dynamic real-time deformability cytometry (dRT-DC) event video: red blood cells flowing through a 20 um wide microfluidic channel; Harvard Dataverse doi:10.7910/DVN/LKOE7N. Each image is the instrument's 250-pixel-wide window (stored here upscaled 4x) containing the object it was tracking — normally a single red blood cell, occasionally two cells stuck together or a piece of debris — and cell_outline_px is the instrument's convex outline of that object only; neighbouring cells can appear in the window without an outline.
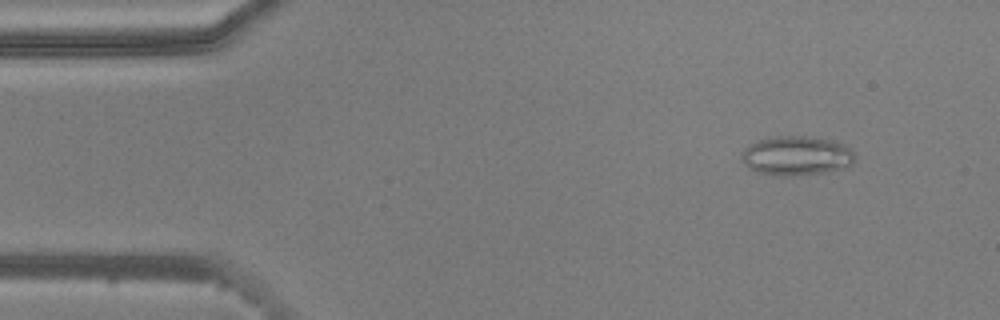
{"species": "common noctule bat (a hibernating species)", "species_latin": "Nyctalus noctula", "temperature_condition": "warm", "stored_images_in_passage": 52, "camera_frame_rate_fps": 3000, "um_per_image_px": 0.085, "animal": {"sex": "male", "body_mass_g": 20.5, "forearm_length_mm": 52.5}, "frame": {"image": 1, "passage_image": 5, "time_ms": 1.333, "image_size_px": [1000, 320], "cell_outline_px": [[856, 156], [852, 164], [824, 172], [784, 176], [756, 172], [748, 168], [740, 160], [740, 156], [744, 148], [760, 140], [776, 136], [804, 136], [836, 140], [848, 148]], "centroid_in_image_um": [67.66, 13.23], "position_along_channel_um": 17.3, "area_um2": 25.72}}
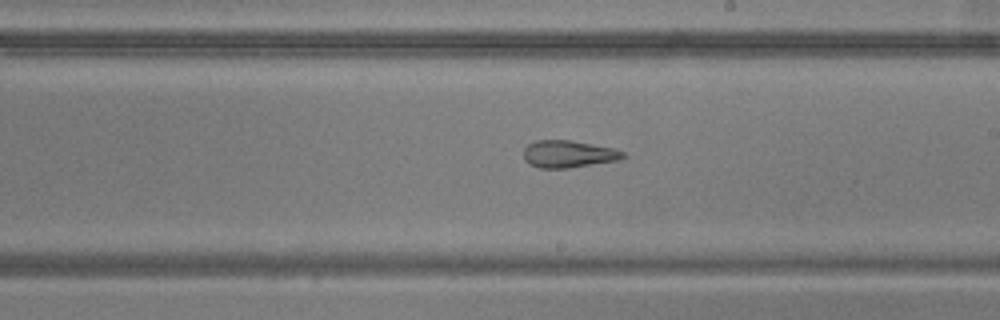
{"frame": {"image": 2, "passage_image": 29, "time_ms": 9.333, "image_size_px": [1000, 320], "cell_outline_px": [[628, 156], [620, 160], [568, 168], [540, 168], [528, 164], [524, 160], [524, 148], [532, 140], [568, 140], [616, 148], [624, 152]], "centroid_in_image_um": [48.33, 13.09], "position_along_channel_um": 240.7, "area_um2": 16.01}}
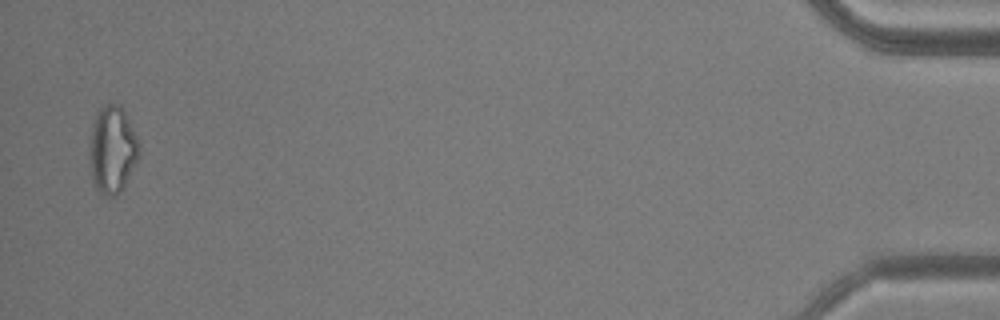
{"frame": {"image": 3, "passage_image": 51, "time_ms": 16.667, "image_size_px": [1000, 320], "cell_outline_px": [[140, 152], [124, 188], [116, 196], [108, 196], [100, 192], [92, 184], [88, 156], [88, 148], [92, 124], [96, 112], [104, 104], [120, 104], [140, 144]], "centroid_in_image_um": [9.51, 12.74], "position_along_channel_um": 425.7, "area_um2": 25.55}, "authors_computed_cell_mechanics": {"area_um2": 20.6057, "velocity_mm_per_s": 3.8096, "shape_relaxation_time_tau1_ms": null, "shape_relaxation_time_tau2_ms": 2.4414, "deformation_change_tau1": null, "deformation_change_tau2": 0.132}}